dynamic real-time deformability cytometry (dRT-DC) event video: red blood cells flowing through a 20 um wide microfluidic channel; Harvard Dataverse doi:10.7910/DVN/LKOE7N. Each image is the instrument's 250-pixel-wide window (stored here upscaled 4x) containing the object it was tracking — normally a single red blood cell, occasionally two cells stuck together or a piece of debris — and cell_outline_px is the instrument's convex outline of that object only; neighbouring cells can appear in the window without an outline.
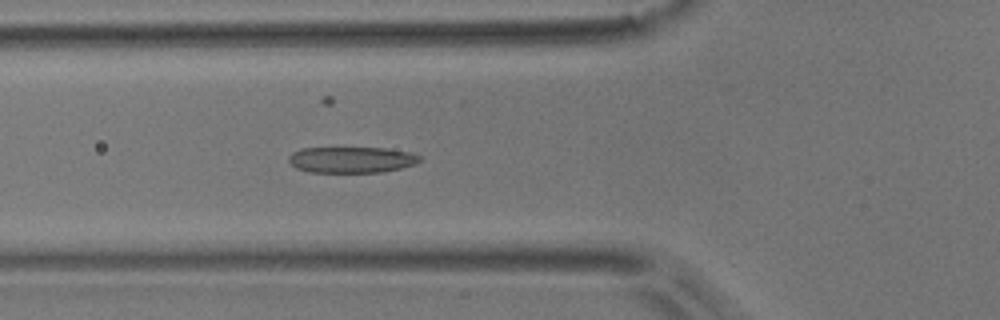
{"species": "common noctule bat (a hibernating species)", "species_latin": "Nyctalus noctula", "temperature_condition": "room temperature", "stored_images_in_passage": 3, "camera_frame_rate_fps": 3000, "um_per_image_px": 0.085, "animal": {"sex": "male", "body_mass_g": 17.9}, "frame": {"image": 1, "passage_image": 3, "time_ms": 0.667, "image_size_px": [1000, 320], "cell_outline_px": [[420, 160], [416, 164], [384, 172], [308, 172], [296, 168], [288, 160], [288, 156], [292, 152], [300, 148], [384, 148], [412, 152], [420, 156]], "centroid_in_image_um": [29.87, 13.58], "position_along_channel_um": 95.9, "area_um2": 20.0}}